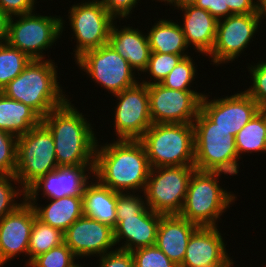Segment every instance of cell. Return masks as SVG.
<instances>
[{
	"label": "cell",
	"instance_id": "6da1fadb",
	"mask_svg": "<svg viewBox=\"0 0 266 267\" xmlns=\"http://www.w3.org/2000/svg\"><path fill=\"white\" fill-rule=\"evenodd\" d=\"M102 144L96 147L94 178L119 193L144 192L151 166L143 144L115 139Z\"/></svg>",
	"mask_w": 266,
	"mask_h": 267
},
{
	"label": "cell",
	"instance_id": "7a4b0ae2",
	"mask_svg": "<svg viewBox=\"0 0 266 267\" xmlns=\"http://www.w3.org/2000/svg\"><path fill=\"white\" fill-rule=\"evenodd\" d=\"M68 99L42 118L52 134L59 167L95 165L97 137L91 122Z\"/></svg>",
	"mask_w": 266,
	"mask_h": 267
},
{
	"label": "cell",
	"instance_id": "3957f363",
	"mask_svg": "<svg viewBox=\"0 0 266 267\" xmlns=\"http://www.w3.org/2000/svg\"><path fill=\"white\" fill-rule=\"evenodd\" d=\"M53 61L47 58L31 60L1 92L11 99L28 105L42 118L45 117L69 99L59 85L56 69L58 64Z\"/></svg>",
	"mask_w": 266,
	"mask_h": 267
},
{
	"label": "cell",
	"instance_id": "277c9868",
	"mask_svg": "<svg viewBox=\"0 0 266 267\" xmlns=\"http://www.w3.org/2000/svg\"><path fill=\"white\" fill-rule=\"evenodd\" d=\"M222 174L227 175L218 171L195 169L179 215L200 227H217L222 214L237 200L234 192L220 186Z\"/></svg>",
	"mask_w": 266,
	"mask_h": 267
},
{
	"label": "cell",
	"instance_id": "5b68a950",
	"mask_svg": "<svg viewBox=\"0 0 266 267\" xmlns=\"http://www.w3.org/2000/svg\"><path fill=\"white\" fill-rule=\"evenodd\" d=\"M151 168L194 166L193 123H156L139 139Z\"/></svg>",
	"mask_w": 266,
	"mask_h": 267
},
{
	"label": "cell",
	"instance_id": "8992f818",
	"mask_svg": "<svg viewBox=\"0 0 266 267\" xmlns=\"http://www.w3.org/2000/svg\"><path fill=\"white\" fill-rule=\"evenodd\" d=\"M194 167L201 171H218L236 176L239 156L235 137L216 127L201 110L193 122Z\"/></svg>",
	"mask_w": 266,
	"mask_h": 267
},
{
	"label": "cell",
	"instance_id": "52a82bcc",
	"mask_svg": "<svg viewBox=\"0 0 266 267\" xmlns=\"http://www.w3.org/2000/svg\"><path fill=\"white\" fill-rule=\"evenodd\" d=\"M35 13L10 17L7 37L10 46L25 53L32 60L45 59L44 50L48 51L54 43L56 45L65 28L63 17Z\"/></svg>",
	"mask_w": 266,
	"mask_h": 267
},
{
	"label": "cell",
	"instance_id": "ba28073f",
	"mask_svg": "<svg viewBox=\"0 0 266 267\" xmlns=\"http://www.w3.org/2000/svg\"><path fill=\"white\" fill-rule=\"evenodd\" d=\"M57 167L52 134L42 123L18 137L14 176L23 189L27 190L40 177Z\"/></svg>",
	"mask_w": 266,
	"mask_h": 267
},
{
	"label": "cell",
	"instance_id": "9c48e42d",
	"mask_svg": "<svg viewBox=\"0 0 266 267\" xmlns=\"http://www.w3.org/2000/svg\"><path fill=\"white\" fill-rule=\"evenodd\" d=\"M194 166L151 168L144 191L147 207L162 215L182 210Z\"/></svg>",
	"mask_w": 266,
	"mask_h": 267
},
{
	"label": "cell",
	"instance_id": "30bf717a",
	"mask_svg": "<svg viewBox=\"0 0 266 267\" xmlns=\"http://www.w3.org/2000/svg\"><path fill=\"white\" fill-rule=\"evenodd\" d=\"M68 10L69 25L76 41L75 61L86 51L108 44L116 20L103 6L101 0H87L71 5ZM75 36V37H74Z\"/></svg>",
	"mask_w": 266,
	"mask_h": 267
},
{
	"label": "cell",
	"instance_id": "8fae6325",
	"mask_svg": "<svg viewBox=\"0 0 266 267\" xmlns=\"http://www.w3.org/2000/svg\"><path fill=\"white\" fill-rule=\"evenodd\" d=\"M75 64L108 93L114 95L136 85L140 77L109 44L86 51ZM134 71V72H133Z\"/></svg>",
	"mask_w": 266,
	"mask_h": 267
},
{
	"label": "cell",
	"instance_id": "7c38bea8",
	"mask_svg": "<svg viewBox=\"0 0 266 267\" xmlns=\"http://www.w3.org/2000/svg\"><path fill=\"white\" fill-rule=\"evenodd\" d=\"M117 97L114 115V132L117 140H139L151 127L148 85H136L112 95Z\"/></svg>",
	"mask_w": 266,
	"mask_h": 267
},
{
	"label": "cell",
	"instance_id": "4fadbf2b",
	"mask_svg": "<svg viewBox=\"0 0 266 267\" xmlns=\"http://www.w3.org/2000/svg\"><path fill=\"white\" fill-rule=\"evenodd\" d=\"M258 14H234L218 20L214 46L207 55L213 65L229 64L244 53L259 32ZM255 35V36H254Z\"/></svg>",
	"mask_w": 266,
	"mask_h": 267
},
{
	"label": "cell",
	"instance_id": "5bb4252c",
	"mask_svg": "<svg viewBox=\"0 0 266 267\" xmlns=\"http://www.w3.org/2000/svg\"><path fill=\"white\" fill-rule=\"evenodd\" d=\"M205 93L168 89L160 83L148 85L152 124L193 123Z\"/></svg>",
	"mask_w": 266,
	"mask_h": 267
},
{
	"label": "cell",
	"instance_id": "9a60e30c",
	"mask_svg": "<svg viewBox=\"0 0 266 267\" xmlns=\"http://www.w3.org/2000/svg\"><path fill=\"white\" fill-rule=\"evenodd\" d=\"M208 96L201 99L200 110L223 133L234 137L262 109L245 91L212 100Z\"/></svg>",
	"mask_w": 266,
	"mask_h": 267
},
{
	"label": "cell",
	"instance_id": "2e32d148",
	"mask_svg": "<svg viewBox=\"0 0 266 267\" xmlns=\"http://www.w3.org/2000/svg\"><path fill=\"white\" fill-rule=\"evenodd\" d=\"M94 167L95 165L57 167L54 171L40 177L26 190V200L37 202L40 190L41 195L43 198L47 197L46 199L83 196L86 185L91 182L89 179H94L92 175Z\"/></svg>",
	"mask_w": 266,
	"mask_h": 267
},
{
	"label": "cell",
	"instance_id": "e0dca14e",
	"mask_svg": "<svg viewBox=\"0 0 266 267\" xmlns=\"http://www.w3.org/2000/svg\"><path fill=\"white\" fill-rule=\"evenodd\" d=\"M64 243L77 259L99 257L115 250L114 228L83 215L64 232Z\"/></svg>",
	"mask_w": 266,
	"mask_h": 267
},
{
	"label": "cell",
	"instance_id": "ac0fdd59",
	"mask_svg": "<svg viewBox=\"0 0 266 267\" xmlns=\"http://www.w3.org/2000/svg\"><path fill=\"white\" fill-rule=\"evenodd\" d=\"M36 218L33 206L25 200L0 220V267L21 254L24 256L23 253L28 257L29 238Z\"/></svg>",
	"mask_w": 266,
	"mask_h": 267
},
{
	"label": "cell",
	"instance_id": "d6986e66",
	"mask_svg": "<svg viewBox=\"0 0 266 267\" xmlns=\"http://www.w3.org/2000/svg\"><path fill=\"white\" fill-rule=\"evenodd\" d=\"M219 227H198L191 235L180 267H222L230 259Z\"/></svg>",
	"mask_w": 266,
	"mask_h": 267
},
{
	"label": "cell",
	"instance_id": "ffe728a7",
	"mask_svg": "<svg viewBox=\"0 0 266 267\" xmlns=\"http://www.w3.org/2000/svg\"><path fill=\"white\" fill-rule=\"evenodd\" d=\"M161 217L162 214L150 208L142 214L116 216L114 239L115 243L120 245L116 248L132 252L138 248L155 245Z\"/></svg>",
	"mask_w": 266,
	"mask_h": 267
},
{
	"label": "cell",
	"instance_id": "44dd1931",
	"mask_svg": "<svg viewBox=\"0 0 266 267\" xmlns=\"http://www.w3.org/2000/svg\"><path fill=\"white\" fill-rule=\"evenodd\" d=\"M198 227L179 214L162 215L155 245L180 267L185 257L188 241Z\"/></svg>",
	"mask_w": 266,
	"mask_h": 267
},
{
	"label": "cell",
	"instance_id": "7402d4cb",
	"mask_svg": "<svg viewBox=\"0 0 266 267\" xmlns=\"http://www.w3.org/2000/svg\"><path fill=\"white\" fill-rule=\"evenodd\" d=\"M117 27V21L112 25L108 44L118 52L138 73L139 76L147 68L151 54L147 34L132 26ZM140 71V73H139Z\"/></svg>",
	"mask_w": 266,
	"mask_h": 267
},
{
	"label": "cell",
	"instance_id": "603a6c76",
	"mask_svg": "<svg viewBox=\"0 0 266 267\" xmlns=\"http://www.w3.org/2000/svg\"><path fill=\"white\" fill-rule=\"evenodd\" d=\"M183 13L181 28L189 47L207 56L215 43L218 20L208 11L195 5L178 9Z\"/></svg>",
	"mask_w": 266,
	"mask_h": 267
},
{
	"label": "cell",
	"instance_id": "cb8c5ba5",
	"mask_svg": "<svg viewBox=\"0 0 266 267\" xmlns=\"http://www.w3.org/2000/svg\"><path fill=\"white\" fill-rule=\"evenodd\" d=\"M48 204L39 205L29 202L42 223L61 230L63 233L83 214L82 196H64L59 199H47Z\"/></svg>",
	"mask_w": 266,
	"mask_h": 267
},
{
	"label": "cell",
	"instance_id": "d4e9b609",
	"mask_svg": "<svg viewBox=\"0 0 266 267\" xmlns=\"http://www.w3.org/2000/svg\"><path fill=\"white\" fill-rule=\"evenodd\" d=\"M94 179L83 192V214L115 228L117 192Z\"/></svg>",
	"mask_w": 266,
	"mask_h": 267
},
{
	"label": "cell",
	"instance_id": "484cf974",
	"mask_svg": "<svg viewBox=\"0 0 266 267\" xmlns=\"http://www.w3.org/2000/svg\"><path fill=\"white\" fill-rule=\"evenodd\" d=\"M42 123V117L31 107L0 92V130L17 137Z\"/></svg>",
	"mask_w": 266,
	"mask_h": 267
},
{
	"label": "cell",
	"instance_id": "4316f807",
	"mask_svg": "<svg viewBox=\"0 0 266 267\" xmlns=\"http://www.w3.org/2000/svg\"><path fill=\"white\" fill-rule=\"evenodd\" d=\"M158 20L146 33L151 52L189 55L188 44L179 22L176 23L172 19L166 20V18Z\"/></svg>",
	"mask_w": 266,
	"mask_h": 267
},
{
	"label": "cell",
	"instance_id": "83f0119b",
	"mask_svg": "<svg viewBox=\"0 0 266 267\" xmlns=\"http://www.w3.org/2000/svg\"><path fill=\"white\" fill-rule=\"evenodd\" d=\"M239 159L247 153H266V109H261L235 137Z\"/></svg>",
	"mask_w": 266,
	"mask_h": 267
},
{
	"label": "cell",
	"instance_id": "f1b7e54d",
	"mask_svg": "<svg viewBox=\"0 0 266 267\" xmlns=\"http://www.w3.org/2000/svg\"><path fill=\"white\" fill-rule=\"evenodd\" d=\"M64 243V233L57 229L42 223L37 218L34 220L28 243L29 259L25 260V266L38 255L49 251Z\"/></svg>",
	"mask_w": 266,
	"mask_h": 267
},
{
	"label": "cell",
	"instance_id": "f546056e",
	"mask_svg": "<svg viewBox=\"0 0 266 267\" xmlns=\"http://www.w3.org/2000/svg\"><path fill=\"white\" fill-rule=\"evenodd\" d=\"M32 59L7 42L0 44V92L15 79Z\"/></svg>",
	"mask_w": 266,
	"mask_h": 267
},
{
	"label": "cell",
	"instance_id": "4dcf8cb0",
	"mask_svg": "<svg viewBox=\"0 0 266 267\" xmlns=\"http://www.w3.org/2000/svg\"><path fill=\"white\" fill-rule=\"evenodd\" d=\"M190 55L184 57L179 64L160 82L168 89L180 91H196L191 89L197 73V65Z\"/></svg>",
	"mask_w": 266,
	"mask_h": 267
},
{
	"label": "cell",
	"instance_id": "1f68e13d",
	"mask_svg": "<svg viewBox=\"0 0 266 267\" xmlns=\"http://www.w3.org/2000/svg\"><path fill=\"white\" fill-rule=\"evenodd\" d=\"M189 55H176V54H163L159 52H151L147 68L143 71L144 74H149L147 78L152 77L148 81L142 80L141 82L150 85L160 83L173 69L181 62L184 57ZM152 81V82H150Z\"/></svg>",
	"mask_w": 266,
	"mask_h": 267
},
{
	"label": "cell",
	"instance_id": "d6a6232c",
	"mask_svg": "<svg viewBox=\"0 0 266 267\" xmlns=\"http://www.w3.org/2000/svg\"><path fill=\"white\" fill-rule=\"evenodd\" d=\"M13 182L17 186L20 184L14 175H0V220L16 210L26 200V190L20 185L14 186ZM21 195V201L17 203L19 201L17 198Z\"/></svg>",
	"mask_w": 266,
	"mask_h": 267
},
{
	"label": "cell",
	"instance_id": "836d02e7",
	"mask_svg": "<svg viewBox=\"0 0 266 267\" xmlns=\"http://www.w3.org/2000/svg\"><path fill=\"white\" fill-rule=\"evenodd\" d=\"M77 257L65 244L50 249L38 255L26 267H73Z\"/></svg>",
	"mask_w": 266,
	"mask_h": 267
},
{
	"label": "cell",
	"instance_id": "e575fe53",
	"mask_svg": "<svg viewBox=\"0 0 266 267\" xmlns=\"http://www.w3.org/2000/svg\"><path fill=\"white\" fill-rule=\"evenodd\" d=\"M18 137L0 130V175H14Z\"/></svg>",
	"mask_w": 266,
	"mask_h": 267
},
{
	"label": "cell",
	"instance_id": "d590c367",
	"mask_svg": "<svg viewBox=\"0 0 266 267\" xmlns=\"http://www.w3.org/2000/svg\"><path fill=\"white\" fill-rule=\"evenodd\" d=\"M248 72L251 77L252 85L244 91L253 98L257 104L266 109V60H262L256 65H248Z\"/></svg>",
	"mask_w": 266,
	"mask_h": 267
},
{
	"label": "cell",
	"instance_id": "8d00e7d4",
	"mask_svg": "<svg viewBox=\"0 0 266 267\" xmlns=\"http://www.w3.org/2000/svg\"><path fill=\"white\" fill-rule=\"evenodd\" d=\"M135 267H179L156 245L142 247L132 252Z\"/></svg>",
	"mask_w": 266,
	"mask_h": 267
},
{
	"label": "cell",
	"instance_id": "74e56055",
	"mask_svg": "<svg viewBox=\"0 0 266 267\" xmlns=\"http://www.w3.org/2000/svg\"><path fill=\"white\" fill-rule=\"evenodd\" d=\"M138 194V195H137ZM135 192H117L116 216H129L142 214L148 207L145 194L139 195Z\"/></svg>",
	"mask_w": 266,
	"mask_h": 267
},
{
	"label": "cell",
	"instance_id": "f35d334b",
	"mask_svg": "<svg viewBox=\"0 0 266 267\" xmlns=\"http://www.w3.org/2000/svg\"><path fill=\"white\" fill-rule=\"evenodd\" d=\"M98 260L100 262L97 267H135L132 253L117 248L99 256Z\"/></svg>",
	"mask_w": 266,
	"mask_h": 267
},
{
	"label": "cell",
	"instance_id": "ab89813d",
	"mask_svg": "<svg viewBox=\"0 0 266 267\" xmlns=\"http://www.w3.org/2000/svg\"><path fill=\"white\" fill-rule=\"evenodd\" d=\"M105 9L115 18L120 20L129 18L133 9L137 8L140 0H101ZM130 15V16H129Z\"/></svg>",
	"mask_w": 266,
	"mask_h": 267
},
{
	"label": "cell",
	"instance_id": "60d3db41",
	"mask_svg": "<svg viewBox=\"0 0 266 267\" xmlns=\"http://www.w3.org/2000/svg\"><path fill=\"white\" fill-rule=\"evenodd\" d=\"M223 9L224 18L234 14H258V0H223Z\"/></svg>",
	"mask_w": 266,
	"mask_h": 267
},
{
	"label": "cell",
	"instance_id": "b9f144b4",
	"mask_svg": "<svg viewBox=\"0 0 266 267\" xmlns=\"http://www.w3.org/2000/svg\"><path fill=\"white\" fill-rule=\"evenodd\" d=\"M37 0H0V9L9 17L32 13Z\"/></svg>",
	"mask_w": 266,
	"mask_h": 267
},
{
	"label": "cell",
	"instance_id": "7bdbcfd3",
	"mask_svg": "<svg viewBox=\"0 0 266 267\" xmlns=\"http://www.w3.org/2000/svg\"><path fill=\"white\" fill-rule=\"evenodd\" d=\"M195 6L208 11L217 20L224 18L223 0H197Z\"/></svg>",
	"mask_w": 266,
	"mask_h": 267
},
{
	"label": "cell",
	"instance_id": "ee69618b",
	"mask_svg": "<svg viewBox=\"0 0 266 267\" xmlns=\"http://www.w3.org/2000/svg\"><path fill=\"white\" fill-rule=\"evenodd\" d=\"M9 16L0 9V44L7 42Z\"/></svg>",
	"mask_w": 266,
	"mask_h": 267
},
{
	"label": "cell",
	"instance_id": "f6af8a7d",
	"mask_svg": "<svg viewBox=\"0 0 266 267\" xmlns=\"http://www.w3.org/2000/svg\"><path fill=\"white\" fill-rule=\"evenodd\" d=\"M161 2H165V4H169L174 6V9H181L186 6L195 5L197 0H162Z\"/></svg>",
	"mask_w": 266,
	"mask_h": 267
},
{
	"label": "cell",
	"instance_id": "bcb514c9",
	"mask_svg": "<svg viewBox=\"0 0 266 267\" xmlns=\"http://www.w3.org/2000/svg\"><path fill=\"white\" fill-rule=\"evenodd\" d=\"M258 15L261 25V20L266 19V0H258Z\"/></svg>",
	"mask_w": 266,
	"mask_h": 267
},
{
	"label": "cell",
	"instance_id": "7dc6e473",
	"mask_svg": "<svg viewBox=\"0 0 266 267\" xmlns=\"http://www.w3.org/2000/svg\"><path fill=\"white\" fill-rule=\"evenodd\" d=\"M234 260L230 259L225 265L222 267H235V263L233 262Z\"/></svg>",
	"mask_w": 266,
	"mask_h": 267
},
{
	"label": "cell",
	"instance_id": "c3c4849f",
	"mask_svg": "<svg viewBox=\"0 0 266 267\" xmlns=\"http://www.w3.org/2000/svg\"><path fill=\"white\" fill-rule=\"evenodd\" d=\"M73 267H84L83 265L75 264Z\"/></svg>",
	"mask_w": 266,
	"mask_h": 267
}]
</instances>
